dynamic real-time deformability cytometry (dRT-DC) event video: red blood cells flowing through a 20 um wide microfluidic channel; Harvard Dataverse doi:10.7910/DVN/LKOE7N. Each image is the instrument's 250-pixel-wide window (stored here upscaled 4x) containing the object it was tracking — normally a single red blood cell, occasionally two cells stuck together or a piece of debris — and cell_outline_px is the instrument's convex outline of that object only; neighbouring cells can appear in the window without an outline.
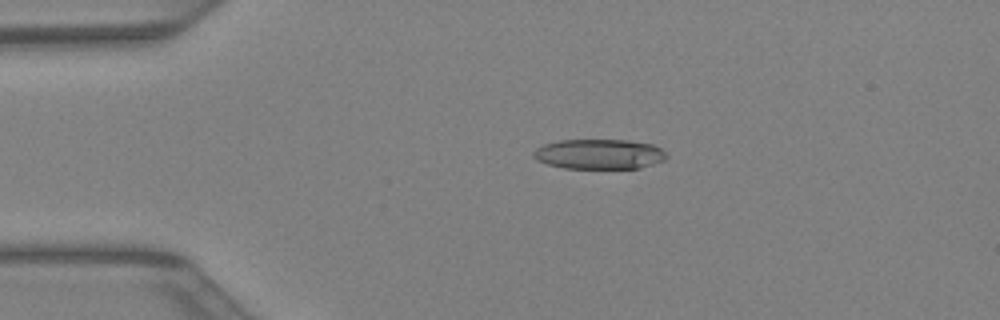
{"species": "Egyptian fruit bat (a non-hibernating species)", "species_latin": "Rousettus aegyptiacus", "temperature_condition": "warm", "stored_images_in_passage": 35, "camera_frame_rate_fps": 3000, "um_per_image_px": 0.085, "animal": {"sex": "female"}, "frame": {"image": 1, "passage_image": 2, "time_ms": 0.333, "image_size_px": [1000, 320], "cell_outline_px": [[668, 156], [664, 160], [640, 168], [564, 168], [548, 164], [536, 160], [532, 156], [532, 152], [536, 148], [544, 144], [560, 140], [628, 140], [652, 144], [660, 148]], "centroid_in_image_um": [50.91, 13.09], "position_along_channel_um": 34.1, "area_um2": 23.24}}
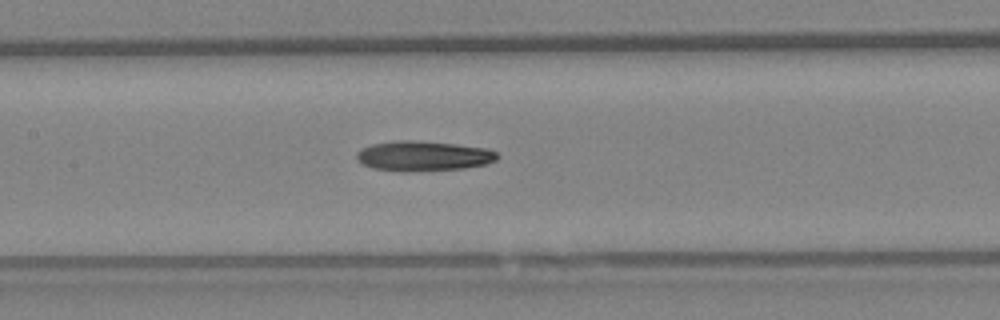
{"frame": {"image": 2, "passage_image": 13, "time_ms": 4.0, "image_size_px": [1000, 320], "cell_outline_px": [[500, 156], [496, 160], [484, 164], [464, 168], [404, 172], [400, 172], [372, 168], [364, 164], [356, 156], [356, 152], [372, 144], [396, 140], [412, 140], [456, 144], [488, 148], [496, 152]], "centroid_in_image_um": [36.0, 13.26], "position_along_channel_um": 171.4, "area_um2": 24.57}}
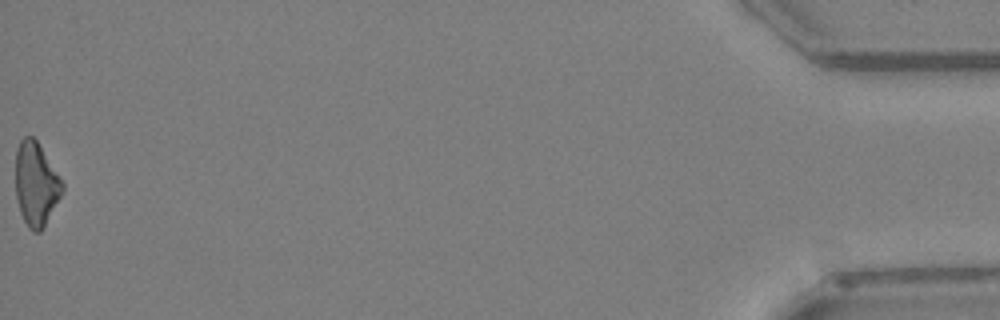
{"frame": {"image": 3, "passage_image": 35, "time_ms": 11.333, "image_size_px": [1000, 320], "cell_outline_px": [[64, 188], [60, 196], [40, 232], [32, 232], [28, 228], [20, 212], [16, 196], [16, 148], [20, 140], [24, 136], [32, 136], [36, 140], [64, 184]], "centroid_in_image_um": [3.03, 15.64], "position_along_channel_um": 432.2, "area_um2": 22.37}}